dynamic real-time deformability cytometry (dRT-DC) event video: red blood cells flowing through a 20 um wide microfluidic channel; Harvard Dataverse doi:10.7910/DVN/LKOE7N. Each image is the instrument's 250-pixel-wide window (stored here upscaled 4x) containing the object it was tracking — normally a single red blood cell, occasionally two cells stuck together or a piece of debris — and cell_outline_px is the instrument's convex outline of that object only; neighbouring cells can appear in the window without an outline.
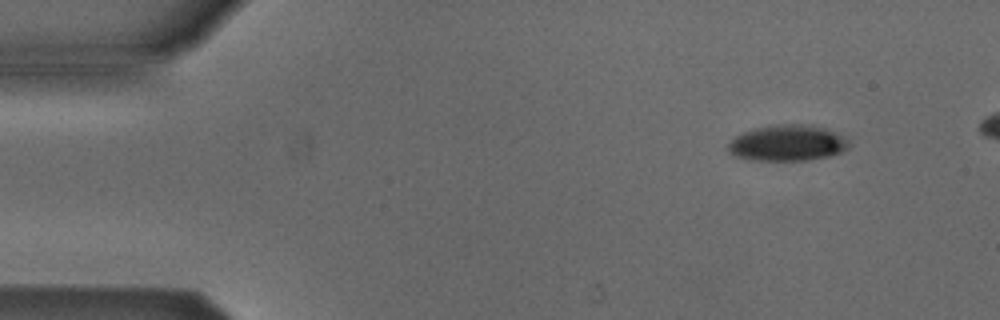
{"species": "Egyptian fruit bat (a non-hibernating species)", "species_latin": "Rousettus aegyptiacus", "temperature_condition": "cold", "stored_images_in_passage": 6, "camera_frame_rate_fps": 3000, "um_per_image_px": 0.085, "animal": {"sex": "male"}, "frame": {"image": 1, "passage_image": 2, "time_ms": 1.0, "image_size_px": [1000, 320], "cell_outline_px": [[852, 144], [844, 152], [832, 156], [808, 160], [748, 160], [736, 156], [728, 152], [728, 144], [736, 136], [744, 132], [756, 128], [780, 124], [800, 124], [824, 128], [836, 132], [844, 136]], "centroid_in_image_um": [66.99, 12.17], "position_along_channel_um": 18.0, "area_um2": 25.43}}